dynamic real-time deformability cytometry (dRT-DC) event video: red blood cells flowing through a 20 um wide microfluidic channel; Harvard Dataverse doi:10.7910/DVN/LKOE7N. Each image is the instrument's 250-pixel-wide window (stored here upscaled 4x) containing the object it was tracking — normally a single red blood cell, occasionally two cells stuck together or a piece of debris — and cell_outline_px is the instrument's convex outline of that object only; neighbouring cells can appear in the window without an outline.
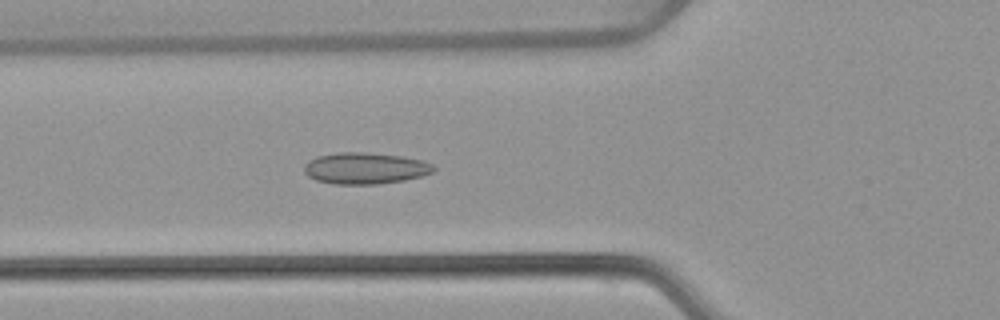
{"species": "common noctule bat (a hibernating species)", "species_latin": "Nyctalus noctula", "temperature_condition": "warm", "stored_images_in_passage": 53, "camera_frame_rate_fps": 3000, "um_per_image_px": 0.085, "animal": {"sex": "female", "body_mass_g": 22.7, "forearm_length_mm": 54.2}, "frame": {"image": 1, "passage_image": 19, "time_ms": 6.0, "image_size_px": [1000, 320], "cell_outline_px": [[436, 168], [432, 172], [420, 176], [404, 180], [376, 184], [332, 184], [316, 180], [308, 176], [304, 172], [304, 164], [308, 160], [316, 156], [340, 152], [364, 152], [404, 156], [424, 160], [432, 164]], "centroid_in_image_um": [31.02, 14.29], "position_along_channel_um": 94.8, "area_um2": 23.87}}
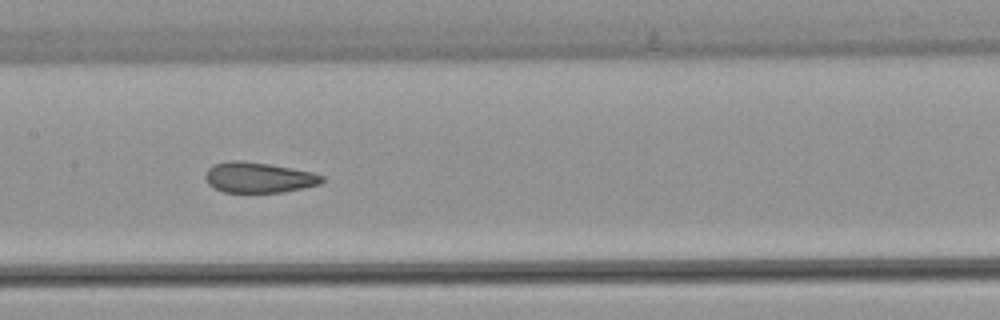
{"frame": {"image": 2, "passage_image": 26, "time_ms": 8.333, "image_size_px": [1000, 320], "cell_outline_px": [[324, 180], [320, 184], [284, 192], [224, 192], [208, 184], [204, 176], [208, 168], [212, 164], [228, 160], [240, 160], [268, 164], [312, 172], [324, 176]], "centroid_in_image_um": [21.96, 15.08], "position_along_channel_um": 185.4, "area_um2": 20.69}}
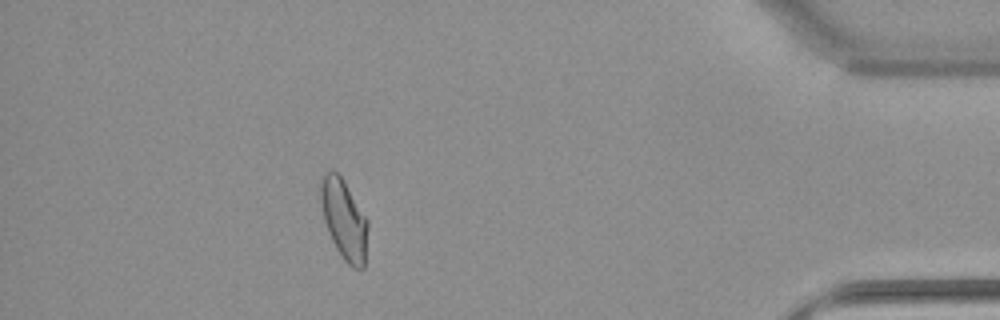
{"frame": {"image": 3, "passage_image": 47, "time_ms": 15.333, "image_size_px": [1000, 320], "cell_outline_px": [[368, 224], [364, 268], [352, 268], [344, 260], [336, 248], [328, 232], [324, 220], [320, 204], [320, 180], [324, 172], [332, 168], [340, 176], [368, 220]], "centroid_in_image_um": [29.22, 18.64], "position_along_channel_um": 406.0, "area_um2": 21.91}, "authors_computed_cell_mechanics": {"area_um2": 22.0218, "velocity_mm_per_s": 3.8656, "shape_relaxation_time_tau1_ms": null, "shape_relaxation_time_tau2_ms": 1.0996, "deformation_change_tau1": null, "deformation_change_tau2": 0.0713}}